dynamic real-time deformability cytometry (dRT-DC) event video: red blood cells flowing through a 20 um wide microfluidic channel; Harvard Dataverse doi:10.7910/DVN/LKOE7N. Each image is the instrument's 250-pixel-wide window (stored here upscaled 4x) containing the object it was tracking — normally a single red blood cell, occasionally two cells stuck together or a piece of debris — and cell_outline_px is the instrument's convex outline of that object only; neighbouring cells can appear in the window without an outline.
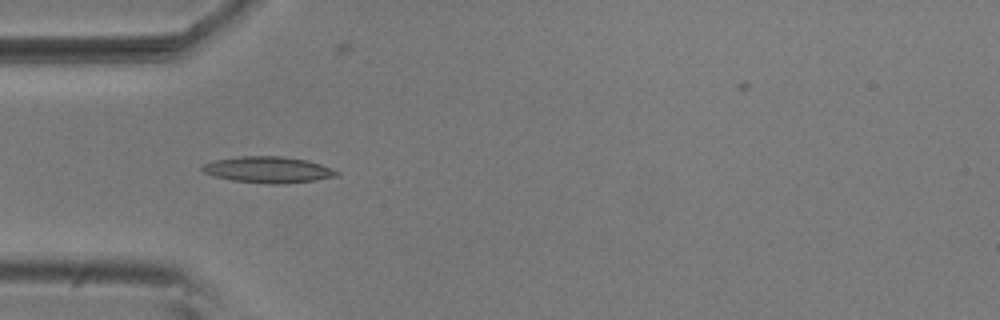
{"species": "common noctule bat (a hibernating species)", "species_latin": "Nyctalus noctula", "temperature_condition": "room temperature", "stored_images_in_passage": 6, "camera_frame_rate_fps": 3000, "um_per_image_px": 0.085, "animal": {"sex": "male", "body_mass_g": 20.5, "forearm_length_mm": 52.5}, "frame": {"image": 1, "passage_image": 5, "time_ms": 1.333, "image_size_px": [1000, 320], "cell_outline_px": [[340, 176], [316, 180], [284, 184], [268, 184], [232, 180], [216, 176], [204, 172], [200, 168], [204, 164], [216, 160], [240, 156], [280, 156], [308, 160], [332, 168], [340, 172]], "centroid_in_image_um": [22.86, 14.43], "position_along_channel_um": 62.1, "area_um2": 20.58}}
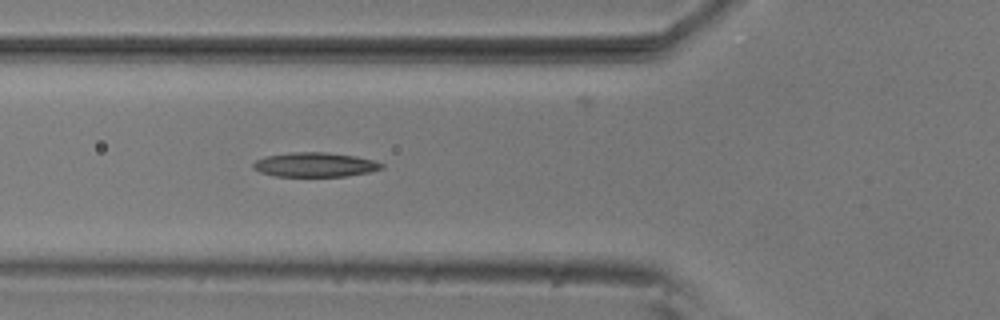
{"frame": {"image": 2, "passage_image": 6, "time_ms": 1.667, "image_size_px": [1000, 320], "cell_outline_px": [[384, 168], [368, 172], [344, 176], [276, 176], [260, 172], [252, 168], [252, 164], [256, 160], [268, 156], [292, 152], [324, 152], [356, 156], [372, 160], [384, 164]], "centroid_in_image_um": [26.76, 14.0], "position_along_channel_um": 99.0, "area_um2": 18.09}}